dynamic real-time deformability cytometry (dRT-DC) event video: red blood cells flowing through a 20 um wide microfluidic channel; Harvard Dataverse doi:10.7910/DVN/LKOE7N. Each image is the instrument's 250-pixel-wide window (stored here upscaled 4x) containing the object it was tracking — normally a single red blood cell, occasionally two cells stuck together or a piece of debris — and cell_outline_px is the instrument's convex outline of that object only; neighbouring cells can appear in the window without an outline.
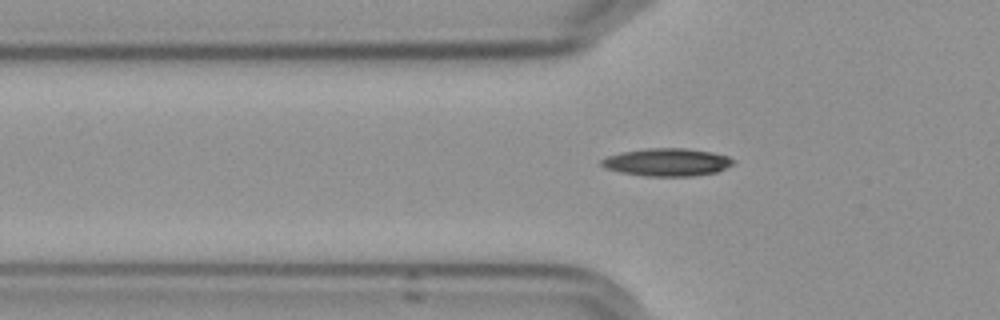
{"species": "Egyptian fruit bat (a non-hibernating species)", "species_latin": "Rousettus aegyptiacus", "temperature_condition": "cold", "stored_images_in_passage": 49, "camera_frame_rate_fps": 3000, "um_per_image_px": 0.085, "frame": {"image": 1, "passage_image": 13, "time_ms": 4.0, "image_size_px": [1000, 320], "cell_outline_px": [[736, 160], [732, 164], [716, 172], [692, 176], [648, 176], [620, 172], [604, 168], [600, 164], [600, 160], [608, 156], [620, 152], [648, 148], [684, 148], [712, 152], [728, 156]], "centroid_in_image_um": [56.68, 13.78], "position_along_channel_um": 69.1, "area_um2": 21.27}}
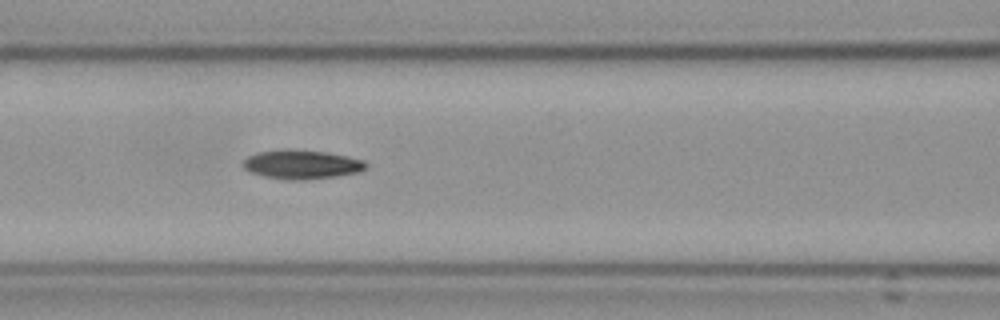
{"frame": {"image": 2, "passage_image": 19, "time_ms": 6.0, "image_size_px": [1000, 320], "cell_outline_px": [[368, 164], [364, 168], [356, 172], [336, 176], [304, 180], [284, 180], [264, 176], [248, 172], [240, 164], [248, 156], [256, 152], [280, 148], [292, 148], [328, 152], [348, 156], [364, 160]], "centroid_in_image_um": [25.57, 13.95], "position_along_channel_um": 141.0, "area_um2": 21.27}}
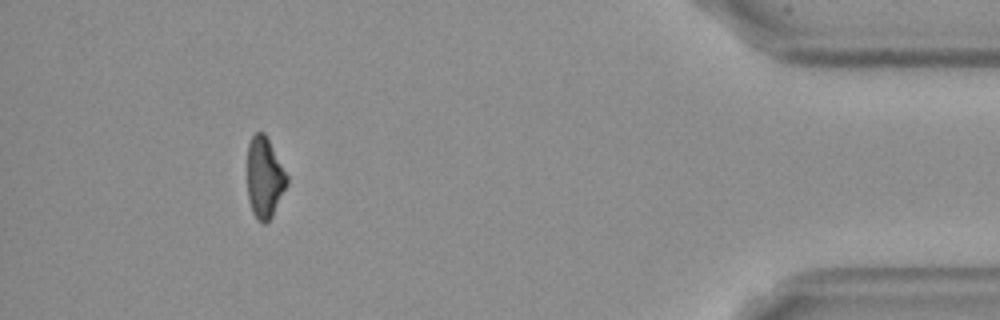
{"frame": {"image": 3, "passage_image": 46, "time_ms": 15.0, "image_size_px": [1000, 320], "cell_outline_px": [[288, 184], [272, 216], [264, 224], [252, 212], [248, 200], [248, 144], [252, 136], [256, 132], [264, 132], [288, 176]], "centroid_in_image_um": [22.49, 15.09], "position_along_channel_um": 412.7, "area_um2": 18.44}}